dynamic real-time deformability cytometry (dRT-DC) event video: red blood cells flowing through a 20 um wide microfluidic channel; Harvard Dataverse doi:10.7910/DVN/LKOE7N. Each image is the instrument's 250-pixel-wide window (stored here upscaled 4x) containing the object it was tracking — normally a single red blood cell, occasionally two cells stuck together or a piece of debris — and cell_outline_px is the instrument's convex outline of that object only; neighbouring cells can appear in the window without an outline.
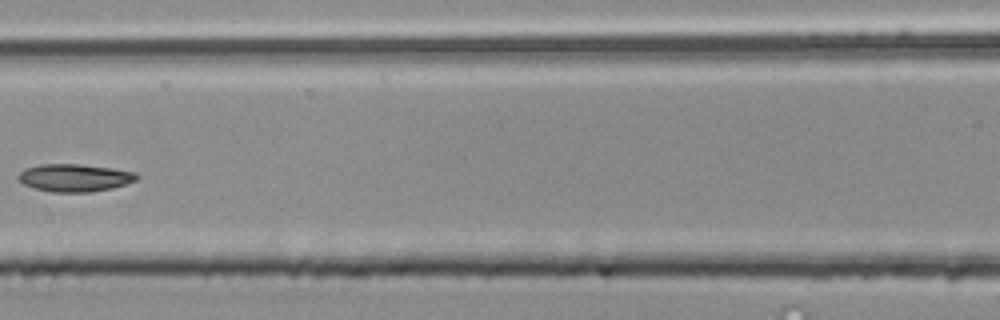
{"species": "common noctule bat (a hibernating species)", "species_latin": "Nyctalus noctula", "temperature_condition": "room temperature", "stored_images_in_passage": 4, "camera_frame_rate_fps": 3000, "um_per_image_px": 0.085, "animal": {"sex": "male", "body_mass_g": 20.4}, "frame": {"image": 1, "passage_image": 4, "time_ms": 1.0, "image_size_px": [1000, 320], "cell_outline_px": [[140, 176], [136, 180], [112, 188], [92, 192], [52, 192], [36, 188], [24, 184], [16, 176], [24, 168], [40, 164], [80, 164], [112, 168], [136, 172]], "centroid_in_image_um": [6.35, 15.1], "position_along_channel_um": 160.3, "area_um2": 19.07}}